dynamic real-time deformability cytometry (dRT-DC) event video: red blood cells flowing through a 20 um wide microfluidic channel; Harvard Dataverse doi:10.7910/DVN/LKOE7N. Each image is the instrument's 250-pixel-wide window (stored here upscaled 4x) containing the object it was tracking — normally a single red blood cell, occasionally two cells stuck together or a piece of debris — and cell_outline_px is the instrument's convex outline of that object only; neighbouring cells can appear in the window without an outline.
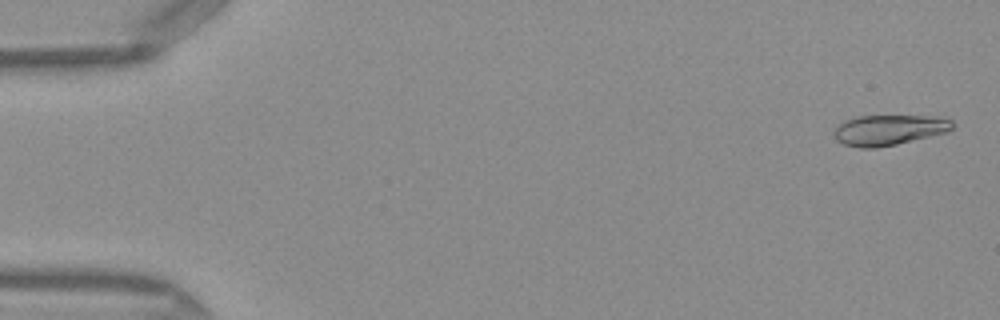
{"species": "Egyptian fruit bat (a non-hibernating species)", "species_latin": "Rousettus aegyptiacus", "temperature_condition": "warm", "stored_images_in_passage": 45, "camera_frame_rate_fps": 3000, "um_per_image_px": 0.085, "frame": {"image": 1, "passage_image": 2, "time_ms": 0.333, "image_size_px": [1000, 320], "cell_outline_px": [[952, 128], [948, 132], [896, 144], [876, 148], [860, 148], [844, 144], [836, 140], [832, 132], [844, 120], [856, 116], [928, 116], [952, 120]], "centroid_in_image_um": [75.51, 11.05], "position_along_channel_um": 9.5, "area_um2": 20.87}}
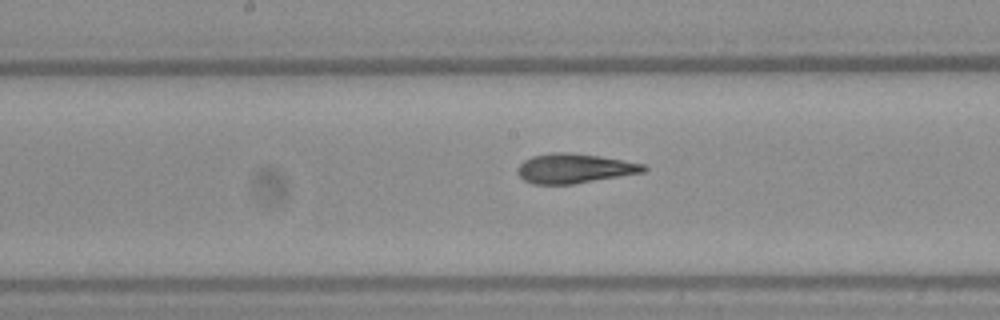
{"frame": {"image": 2, "passage_image": 26, "time_ms": 8.333, "image_size_px": [1000, 320], "cell_outline_px": [[648, 168], [644, 172], [572, 184], [532, 184], [524, 180], [516, 172], [516, 168], [524, 160], [532, 156], [552, 152], [568, 152], [600, 156], [644, 164]], "centroid_in_image_um": [48.78, 14.31], "position_along_channel_um": 199.4, "area_um2": 21.68}}
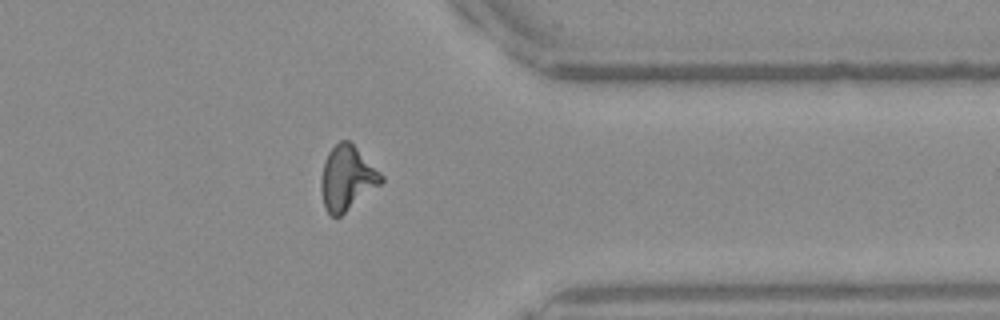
{"frame": {"image": 3, "passage_image": 40, "time_ms": 13.0, "image_size_px": [1000, 320], "cell_outline_px": [[384, 180], [380, 184], [340, 216], [332, 216], [324, 208], [320, 192], [320, 180], [324, 160], [328, 152], [340, 140], [348, 140], [384, 176]], "centroid_in_image_um": [29.45, 15.14], "position_along_channel_um": 381.9, "area_um2": 22.31}}